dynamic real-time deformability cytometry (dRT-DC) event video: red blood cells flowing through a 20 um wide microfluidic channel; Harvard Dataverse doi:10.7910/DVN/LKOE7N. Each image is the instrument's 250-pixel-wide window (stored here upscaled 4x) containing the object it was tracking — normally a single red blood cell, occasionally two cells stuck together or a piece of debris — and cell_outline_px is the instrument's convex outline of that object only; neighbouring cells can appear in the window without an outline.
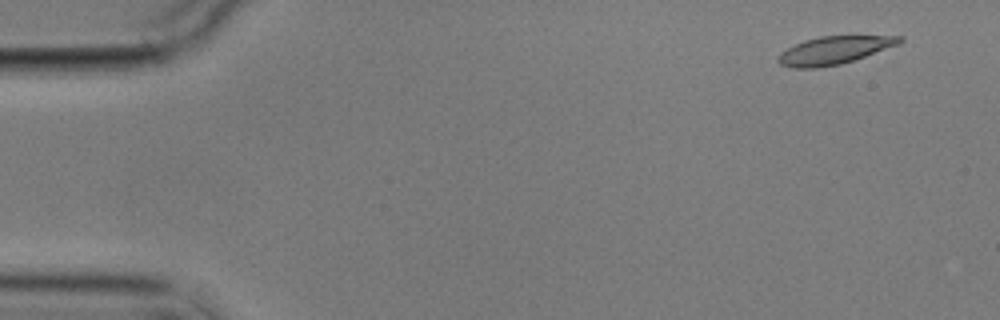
{"species": "common noctule bat (a hibernating species)", "species_latin": "Nyctalus noctula", "temperature_condition": "cold", "stored_images_in_passage": 2, "camera_frame_rate_fps": 3000, "um_per_image_px": 0.085, "animal": {"sex": "male", "body_mass_g": 17.9}, "frame": {"image": 1, "passage_image": 2, "time_ms": 1.333, "image_size_px": [1000, 320], "cell_outline_px": [[904, 40], [900, 44], [840, 64], [816, 68], [796, 68], [780, 64], [776, 60], [776, 56], [780, 52], [804, 40], [820, 36], [904, 36]], "centroid_in_image_um": [70.88, 4.27], "position_along_channel_um": 14.1, "area_um2": 19.54}}